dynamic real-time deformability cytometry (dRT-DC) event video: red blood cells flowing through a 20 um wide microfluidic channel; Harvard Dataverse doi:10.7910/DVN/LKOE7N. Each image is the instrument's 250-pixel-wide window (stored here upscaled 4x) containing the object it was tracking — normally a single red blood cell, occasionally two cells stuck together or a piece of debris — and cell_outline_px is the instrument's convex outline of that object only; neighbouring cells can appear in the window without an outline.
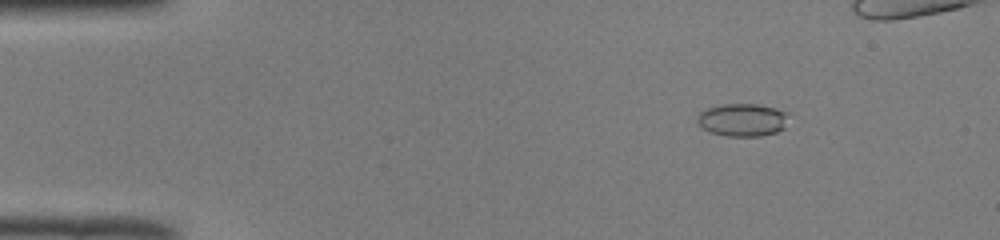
{"species": "common noctule bat (a hibernating species)", "species_latin": "Nyctalus noctula", "temperature_condition": "room temperature", "stored_images_in_passage": 45, "camera_frame_rate_fps": 3000, "um_per_image_px": 0.085, "animal": {"sex": "male", "body_mass_g": 19.0, "forearm_length_mm": 50.8}, "frame": {"image": 1, "passage_image": 7, "time_ms": 2.0, "image_size_px": [1000, 240], "cell_outline_px": [[788, 112], [784, 128], [776, 132], [760, 136], [728, 136], [712, 132], [704, 128], [696, 120], [696, 116], [700, 112], [708, 108], [720, 104], [756, 104], [776, 108]], "centroid_in_image_um": [63.11, 10.18], "position_along_channel_um": 21.9, "area_um2": 17.34}}
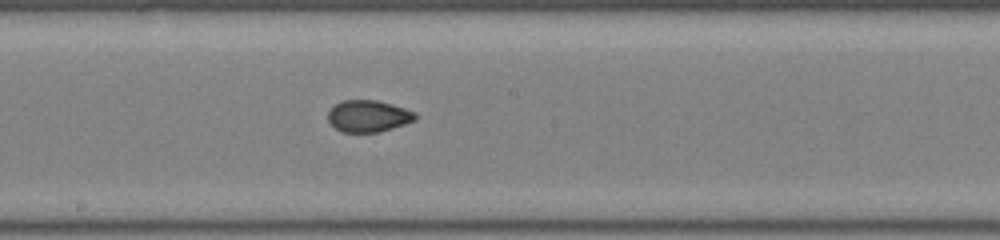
{"frame": {"image": 2, "passage_image": 28, "time_ms": 9.0, "image_size_px": [1000, 240], "cell_outline_px": [[416, 120], [380, 132], [344, 132], [336, 128], [328, 120], [328, 112], [336, 104], [344, 100], [376, 100], [392, 104], [416, 112]], "centroid_in_image_um": [31.33, 9.86], "position_along_channel_um": 216.9, "area_um2": 16.01}}
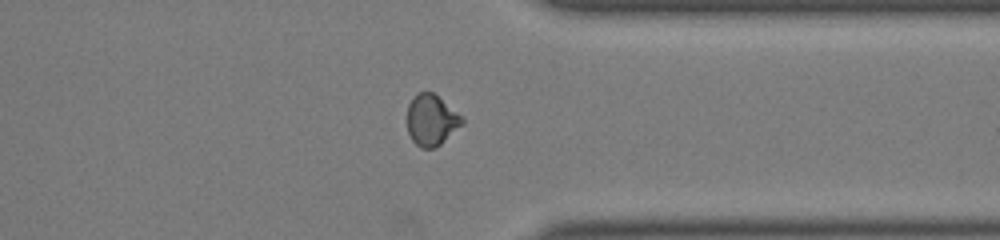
{"frame": {"image": 3, "passage_image": 40, "time_ms": 13.0, "image_size_px": [1000, 240], "cell_outline_px": [[464, 124], [440, 144], [432, 148], [420, 148], [412, 140], [408, 132], [408, 104], [412, 96], [416, 92], [432, 92], [456, 112], [464, 120]], "centroid_in_image_um": [36.64, 10.21], "position_along_channel_um": 374.8, "area_um2": 16.13}}